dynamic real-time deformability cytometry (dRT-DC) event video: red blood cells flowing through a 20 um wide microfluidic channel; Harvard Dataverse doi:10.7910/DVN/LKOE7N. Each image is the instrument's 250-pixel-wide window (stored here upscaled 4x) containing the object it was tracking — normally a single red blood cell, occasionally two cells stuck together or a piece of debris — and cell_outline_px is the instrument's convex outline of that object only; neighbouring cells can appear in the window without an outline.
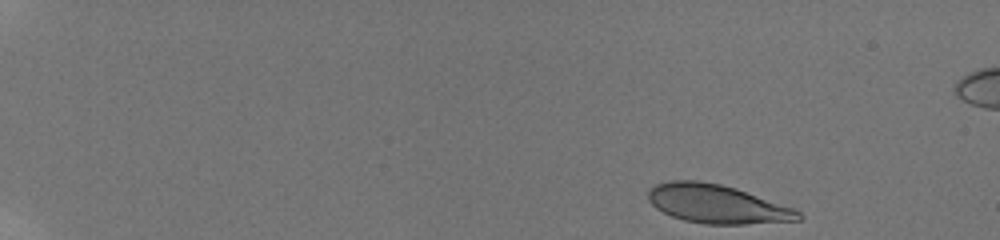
{"species": "human", "species_latin": "Homo sapiens", "temperature_condition": "room temperature", "stored_images_in_passage": 49, "camera_frame_rate_fps": 3000, "um_per_image_px": 0.085, "donor": {"sex": "male"}, "frame": {"image": 1, "passage_image": 1, "time_ms": 0.0, "image_size_px": [1000, 240], "cell_outline_px": [[804, 216], [800, 220], [744, 224], [704, 224], [684, 220], [672, 216], [656, 208], [648, 200], [648, 188], [656, 184], [668, 180], [696, 180], [720, 184], [736, 188], [796, 208]], "centroid_in_image_um": [60.96, 17.33], "position_along_channel_um": 24.0, "area_um2": 34.04}}
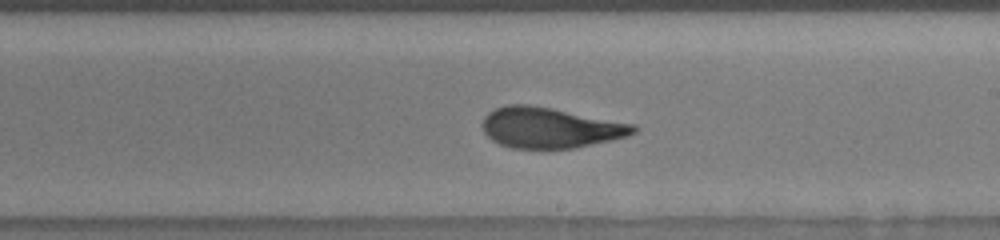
{"frame": {"image": 2, "passage_image": 30, "time_ms": 9.667, "image_size_px": [1000, 240], "cell_outline_px": [[636, 132], [612, 140], [572, 148], [512, 148], [500, 144], [492, 140], [484, 132], [480, 124], [484, 116], [488, 112], [504, 104], [528, 104], [552, 108], [636, 124]], "centroid_in_image_um": [46.71, 10.84], "position_along_channel_um": 242.3, "area_um2": 35.72}}
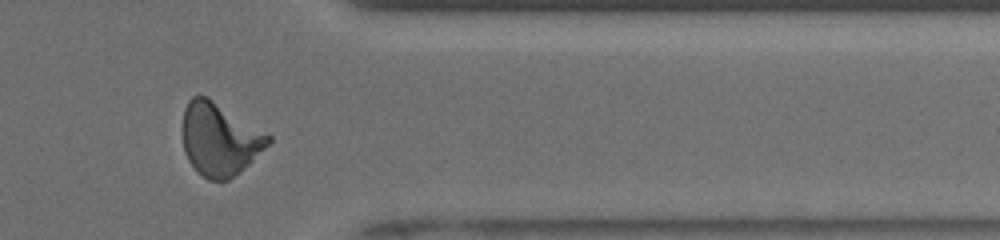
{"frame": {"image": 3, "passage_image": 42, "time_ms": 13.667, "image_size_px": [1000, 240], "cell_outline_px": [[272, 140], [240, 172], [228, 180], [208, 180], [188, 160], [184, 152], [180, 128], [184, 108], [188, 100], [192, 96], [208, 96], [272, 136]], "centroid_in_image_um": [18.62, 11.8], "position_along_channel_um": 392.8, "area_um2": 36.47}, "authors_computed_cell_mechanics": {"area_um2": 35.2002, "velocity_mm_per_s": 3.8751, "shape_relaxation_time_tau1_ms": 5.6289, "shape_relaxation_time_tau2_ms": 1.0085, "deformation_change_tau1": 0.1985, "deformation_change_tau2": 0.0576}}